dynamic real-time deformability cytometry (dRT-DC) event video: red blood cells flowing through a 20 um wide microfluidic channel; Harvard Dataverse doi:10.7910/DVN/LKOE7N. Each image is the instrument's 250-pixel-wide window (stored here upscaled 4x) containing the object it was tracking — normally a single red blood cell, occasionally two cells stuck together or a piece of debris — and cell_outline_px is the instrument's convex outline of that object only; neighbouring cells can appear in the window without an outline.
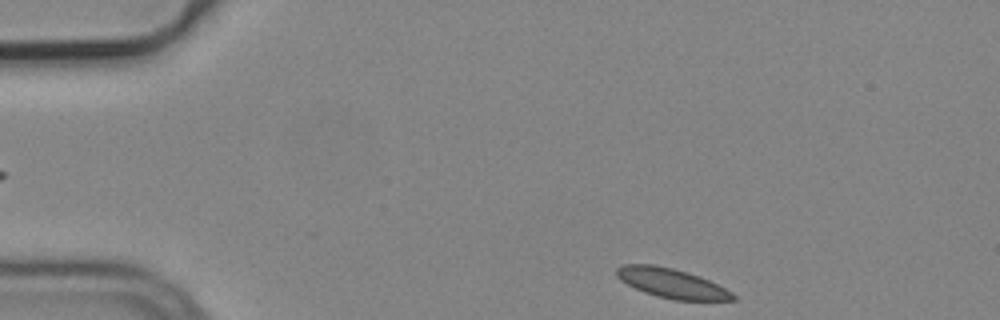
{"species": "common noctule bat (a hibernating species)", "species_latin": "Nyctalus noctula", "temperature_condition": "cold", "stored_images_in_passage": 6, "segment_of_instrument_passage": [2, 2], "camera_frame_rate_fps": 3000, "um_per_image_px": 0.085, "animal": {"sex": "male", "body_mass_g": 19.2, "forearm_length_mm": 51.8}, "frame": {"image": 1, "passage_image": 6, "time_ms": 1.667, "image_size_px": [1000, 320], "cell_outline_px": [[736, 300], [672, 300], [656, 296], [644, 292], [620, 280], [616, 276], [616, 268], [624, 264], [652, 264], [672, 268], [688, 272], [700, 276], [732, 292], [736, 296]], "centroid_in_image_um": [57.08, 24.07], "position_along_channel_um": 27.9, "area_um2": 19.94}}